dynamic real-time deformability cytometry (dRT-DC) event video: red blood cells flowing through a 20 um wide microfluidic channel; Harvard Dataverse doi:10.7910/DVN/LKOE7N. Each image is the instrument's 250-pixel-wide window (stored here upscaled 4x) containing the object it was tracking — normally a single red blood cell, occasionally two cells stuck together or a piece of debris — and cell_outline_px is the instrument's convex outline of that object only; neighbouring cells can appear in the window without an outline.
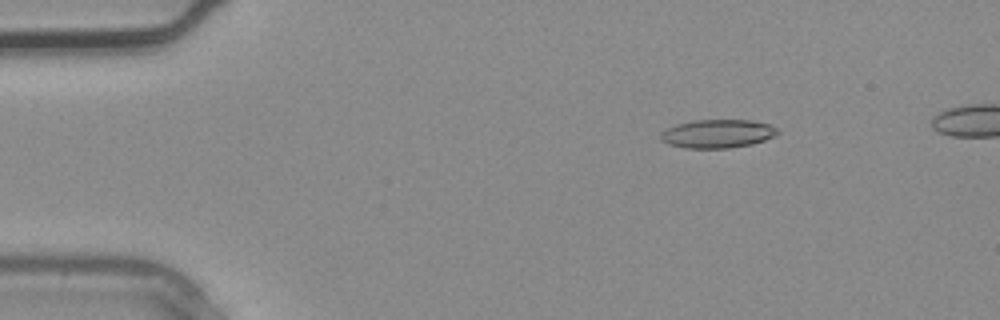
{"species": "common noctule bat (a hibernating species)", "species_latin": "Nyctalus noctula", "temperature_condition": "warm", "stored_images_in_passage": 4, "camera_frame_rate_fps": 3000, "um_per_image_px": 0.085, "animal": {"sex": "male", "body_mass_g": 20.4}, "frame": {"image": 1, "passage_image": 2, "time_ms": 0.333, "image_size_px": [1000, 320], "cell_outline_px": [[780, 132], [776, 136], [752, 144], [728, 148], [684, 148], [668, 144], [660, 140], [660, 132], [676, 124], [692, 120], [752, 120], [768, 124], [776, 128]], "centroid_in_image_um": [60.97, 11.36], "position_along_channel_um": 24.0, "area_um2": 19.54}}